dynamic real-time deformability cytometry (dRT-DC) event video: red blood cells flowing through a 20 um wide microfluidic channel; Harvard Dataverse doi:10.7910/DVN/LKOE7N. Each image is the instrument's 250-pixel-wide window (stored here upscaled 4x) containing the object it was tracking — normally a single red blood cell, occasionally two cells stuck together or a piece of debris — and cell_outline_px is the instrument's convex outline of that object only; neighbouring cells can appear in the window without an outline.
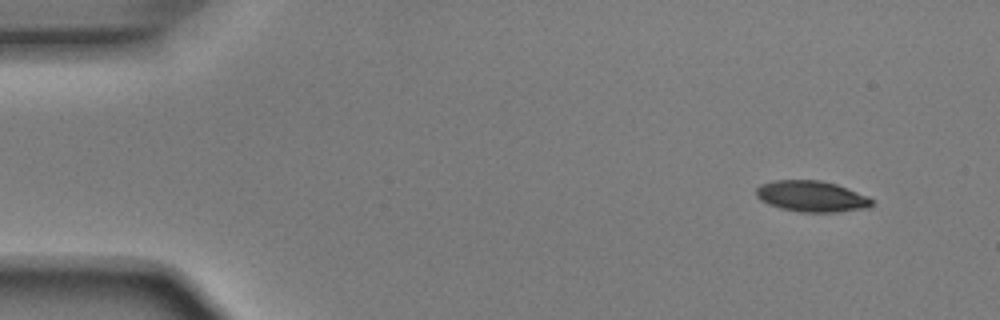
{"species": "Egyptian fruit bat (a non-hibernating species)", "species_latin": "Rousettus aegyptiacus", "temperature_condition": "room temperature", "stored_images_in_passage": 4, "camera_frame_rate_fps": 3000, "um_per_image_px": 0.085, "animal": {"sex": "male"}, "frame": {"image": 1, "passage_image": 1, "time_ms": 0.0, "image_size_px": [1000, 320], "cell_outline_px": [[872, 204], [868, 208], [836, 212], [800, 212], [780, 208], [768, 204], [760, 200], [756, 196], [756, 188], [760, 184], [772, 180], [820, 180], [836, 184], [868, 196], [872, 200]], "centroid_in_image_um": [68.95, 16.68], "position_along_channel_um": 16.0, "area_um2": 20.98}}
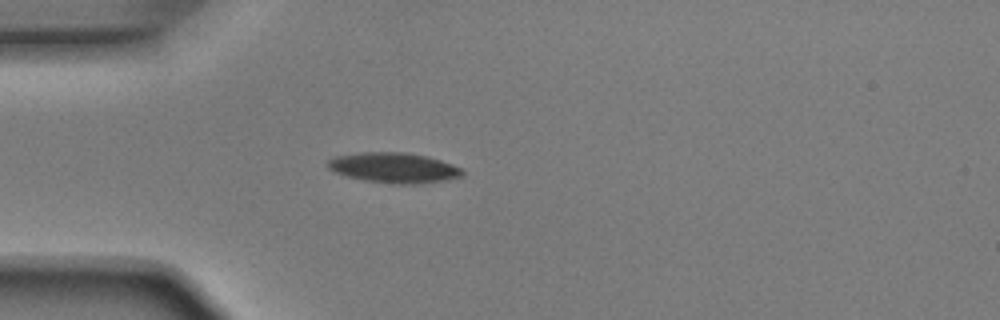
{"frame": {"image": 2, "passage_image": 4, "time_ms": 1.0, "image_size_px": [1000, 320], "cell_outline_px": [[464, 176], [444, 180], [420, 184], [392, 184], [364, 180], [332, 172], [324, 164], [328, 160], [336, 156], [360, 152], [408, 152], [428, 156], [452, 164], [460, 168], [464, 172]], "centroid_in_image_um": [33.46, 14.26], "position_along_channel_um": 51.5, "area_um2": 23.99}}